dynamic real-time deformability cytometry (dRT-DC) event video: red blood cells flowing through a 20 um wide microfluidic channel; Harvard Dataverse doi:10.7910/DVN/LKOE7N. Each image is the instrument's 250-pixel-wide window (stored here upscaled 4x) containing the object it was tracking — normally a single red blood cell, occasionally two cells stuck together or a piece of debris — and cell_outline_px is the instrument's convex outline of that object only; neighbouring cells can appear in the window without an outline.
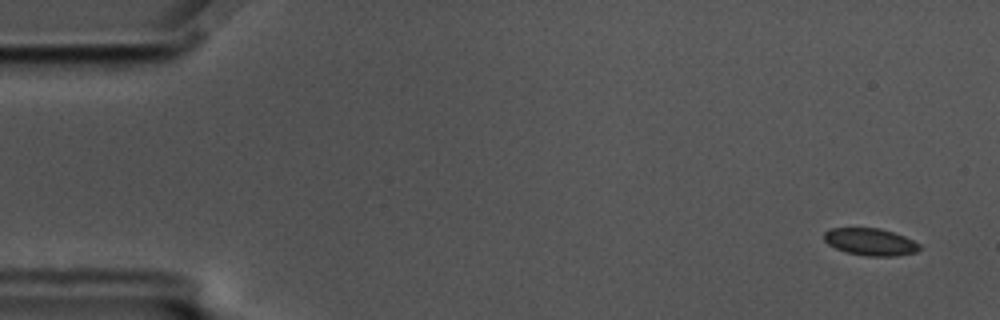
{"species": "common noctule bat (a hibernating species)", "species_latin": "Nyctalus noctula", "temperature_condition": "cold", "stored_images_in_passage": 59, "segment_of_instrument_passage": [1, 2], "camera_frame_rate_fps": 3000, "um_per_image_px": 0.085, "animal": {"sex": "male", "body_mass_g": 17.5, "forearm_length_mm": 52.3}, "frame": {"image": 1, "passage_image": 3, "time_ms": 0.667, "image_size_px": [1000, 320], "cell_outline_px": [[920, 248], [916, 252], [896, 256], [864, 256], [844, 252], [828, 244], [824, 240], [824, 232], [832, 228], [880, 228], [904, 236], [920, 244]], "centroid_in_image_um": [73.97, 20.57], "position_along_channel_um": 11.0, "area_um2": 15.14}}
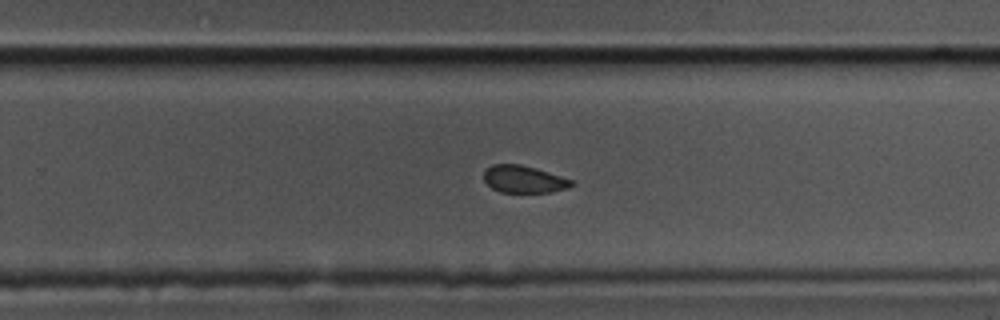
{"frame": {"image": 2, "passage_image": 37, "time_ms": 12.0, "image_size_px": [1000, 320], "cell_outline_px": [[576, 184], [568, 188], [552, 192], [500, 192], [492, 188], [484, 180], [484, 172], [492, 164], [520, 164], [536, 168], [572, 180]], "centroid_in_image_um": [44.54, 15.24], "position_along_channel_um": 285.3, "area_um2": 13.87}}
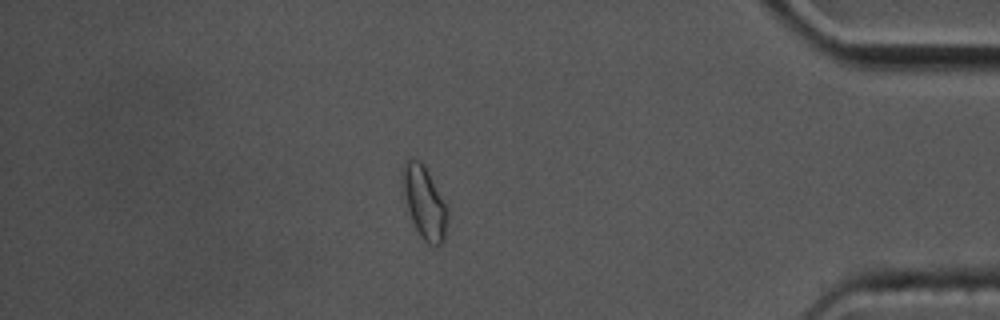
{"frame": {"image": 3, "passage_image": 50, "time_ms": 16.333, "image_size_px": [1000, 320], "cell_outline_px": [[448, 220], [444, 240], [440, 244], [428, 244], [420, 236], [412, 220], [400, 192], [400, 180], [404, 160], [412, 156], [420, 160], [424, 164], [448, 204]], "centroid_in_image_um": [36.04, 17.11], "position_along_channel_um": 399.2, "area_um2": 19.94}}